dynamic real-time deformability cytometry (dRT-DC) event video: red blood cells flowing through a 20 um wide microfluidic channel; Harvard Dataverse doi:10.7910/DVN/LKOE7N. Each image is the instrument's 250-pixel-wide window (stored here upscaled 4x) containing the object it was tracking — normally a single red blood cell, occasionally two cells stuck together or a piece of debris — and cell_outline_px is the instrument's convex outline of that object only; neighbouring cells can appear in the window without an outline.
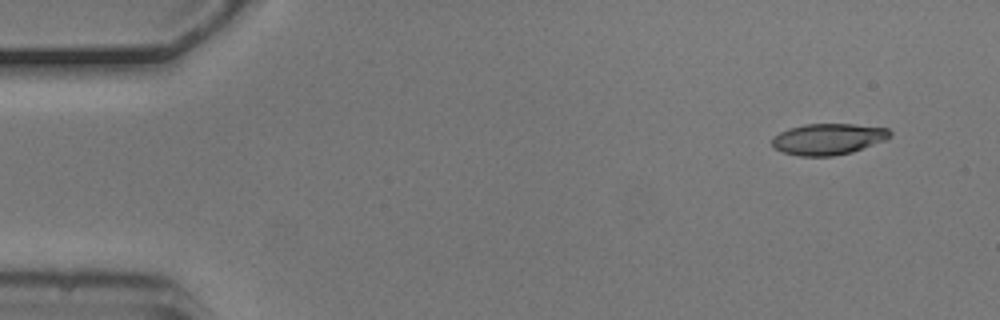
{"species": "common noctule bat (a hibernating species)", "species_latin": "Nyctalus noctula", "temperature_condition": "cold", "stored_images_in_passage": 5, "camera_frame_rate_fps": 3000, "um_per_image_px": 0.085, "animal": {"sex": "male", "body_mass_g": 20.5, "forearm_length_mm": 52.5}, "frame": {"image": 1, "passage_image": 2, "time_ms": 0.333, "image_size_px": [1000, 320], "cell_outline_px": [[892, 136], [884, 140], [852, 152], [832, 156], [800, 156], [784, 152], [776, 148], [772, 144], [772, 136], [788, 128], [804, 124], [852, 124], [888, 128], [892, 132]], "centroid_in_image_um": [70.39, 11.81], "position_along_channel_um": 14.6, "area_um2": 21.39}}
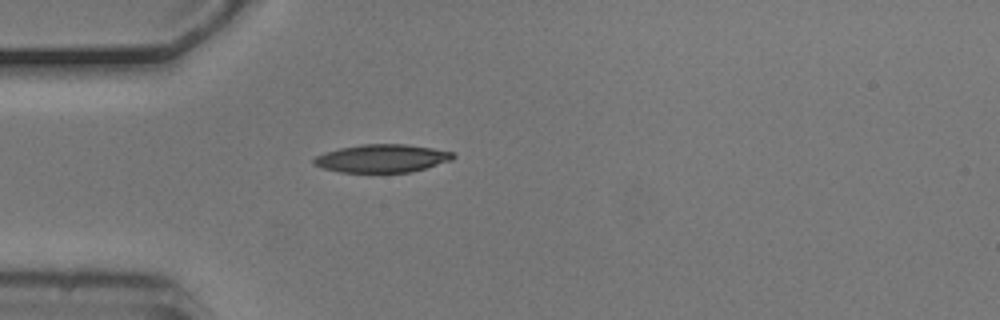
{"frame": {"image": 2, "passage_image": 5, "time_ms": 1.333, "image_size_px": [1000, 320], "cell_outline_px": [[456, 156], [452, 160], [412, 172], [340, 172], [324, 168], [312, 164], [312, 160], [316, 156], [324, 152], [340, 148], [360, 144], [408, 144], [432, 148], [452, 152]], "centroid_in_image_um": [32.46, 13.46], "position_along_channel_um": 52.5, "area_um2": 22.77}}